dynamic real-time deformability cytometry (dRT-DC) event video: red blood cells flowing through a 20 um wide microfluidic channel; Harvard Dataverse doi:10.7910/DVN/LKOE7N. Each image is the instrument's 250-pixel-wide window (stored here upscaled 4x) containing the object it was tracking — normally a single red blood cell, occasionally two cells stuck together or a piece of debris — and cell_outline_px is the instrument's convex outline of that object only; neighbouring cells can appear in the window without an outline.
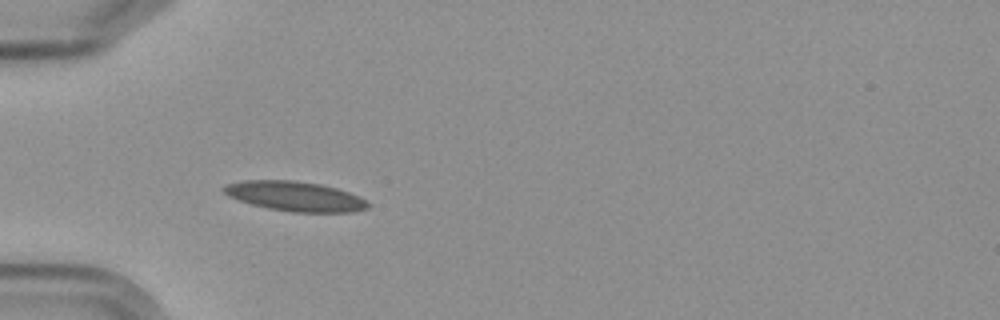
{"species": "Egyptian fruit bat (a non-hibernating species)", "species_latin": "Rousettus aegyptiacus", "temperature_condition": "cold", "stored_images_in_passage": 6, "camera_frame_rate_fps": 3000, "um_per_image_px": 0.085, "frame": {"image": 1, "passage_image": 4, "time_ms": 3.333, "image_size_px": [1000, 320], "cell_outline_px": [[368, 208], [352, 212], [292, 212], [268, 208], [252, 204], [228, 196], [220, 188], [228, 184], [244, 180], [292, 180], [320, 184], [336, 188], [348, 192], [368, 200]], "centroid_in_image_um": [25.08, 16.68], "position_along_channel_um": 59.9, "area_um2": 24.85}}
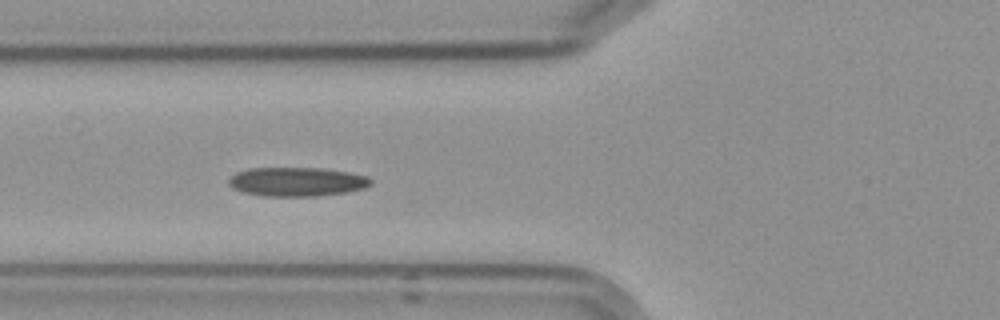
{"frame": {"image": 2, "passage_image": 5, "time_ms": 4.667, "image_size_px": [1000, 320], "cell_outline_px": [[372, 184], [364, 188], [344, 192], [316, 196], [264, 196], [244, 192], [232, 188], [228, 184], [228, 176], [236, 172], [248, 168], [324, 168], [348, 172], [368, 176], [372, 180]], "centroid_in_image_um": [25.2, 15.44], "position_along_channel_um": 100.6, "area_um2": 24.16}}
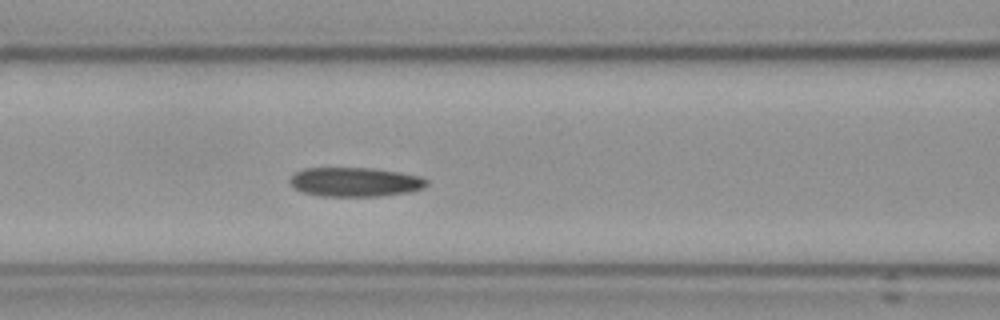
{"frame": {"image": 3, "passage_image": 6, "time_ms": 5.667, "image_size_px": [1000, 320], "cell_outline_px": [[428, 184], [424, 188], [408, 192], [380, 196], [320, 196], [300, 192], [292, 188], [288, 180], [296, 172], [304, 168], [372, 168], [420, 176], [428, 180]], "centroid_in_image_um": [30.13, 15.48], "position_along_channel_um": 136.5, "area_um2": 23.41}}